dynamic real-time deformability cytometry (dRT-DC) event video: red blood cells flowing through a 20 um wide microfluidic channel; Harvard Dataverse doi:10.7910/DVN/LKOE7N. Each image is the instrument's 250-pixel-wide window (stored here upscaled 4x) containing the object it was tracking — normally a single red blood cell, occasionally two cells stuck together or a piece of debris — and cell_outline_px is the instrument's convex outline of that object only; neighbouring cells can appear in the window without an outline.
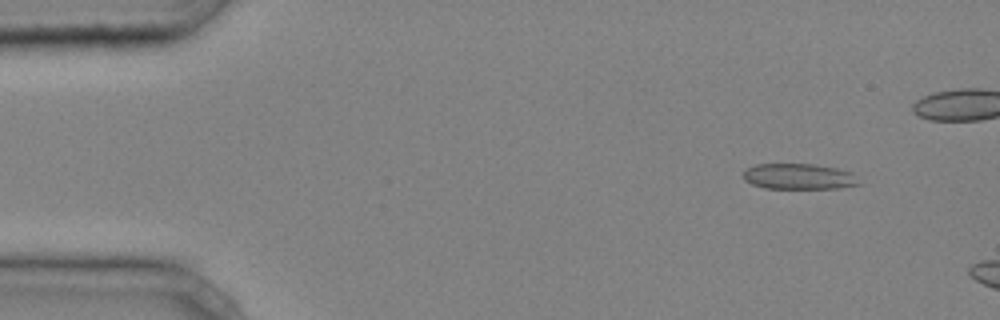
{"species": "common noctule bat (a hibernating species)", "species_latin": "Nyctalus noctula", "temperature_condition": "cold", "stored_images_in_passage": 10, "camera_frame_rate_fps": 3000, "um_per_image_px": 0.085, "animal": {"sex": "male", "body_mass_g": 20.4}, "frame": {"image": 1, "passage_image": 5, "time_ms": 1.333, "image_size_px": [1000, 320], "cell_outline_px": [[860, 184], [840, 188], [764, 188], [752, 184], [744, 180], [744, 168], [756, 164], [812, 164], [836, 168], [852, 172]], "centroid_in_image_um": [67.87, 15.0], "position_along_channel_um": 17.1, "area_um2": 17.28}}